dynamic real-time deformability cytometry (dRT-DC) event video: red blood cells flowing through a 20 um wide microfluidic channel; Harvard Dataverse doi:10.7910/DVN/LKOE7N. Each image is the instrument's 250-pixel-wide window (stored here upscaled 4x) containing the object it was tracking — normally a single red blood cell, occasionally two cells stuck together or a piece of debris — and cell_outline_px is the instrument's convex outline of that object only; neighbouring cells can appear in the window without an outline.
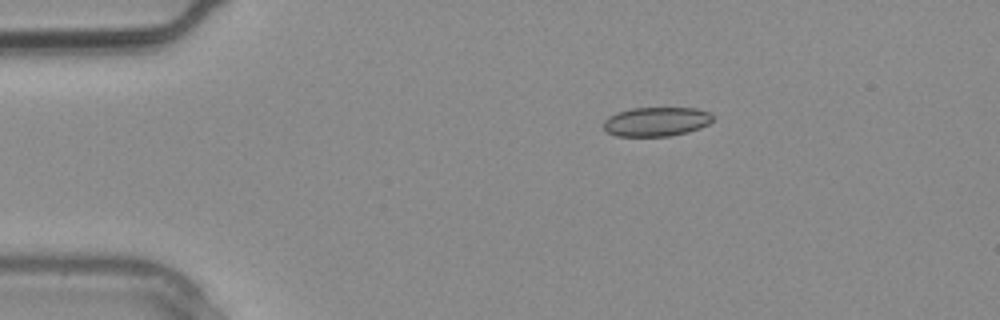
{"species": "common noctule bat (a hibernating species)", "species_latin": "Nyctalus noctula", "temperature_condition": "warm", "stored_images_in_passage": 3, "camera_frame_rate_fps": 3000, "um_per_image_px": 0.085, "animal": {"sex": "male", "body_mass_g": 20.4}, "frame": {"image": 1, "passage_image": 2, "time_ms": 0.333, "image_size_px": [1000, 320], "cell_outline_px": [[712, 120], [708, 124], [700, 128], [688, 132], [668, 136], [616, 136], [608, 132], [604, 128], [604, 120], [608, 116], [616, 112], [632, 108], [696, 108], [708, 112], [712, 116]], "centroid_in_image_um": [55.76, 10.34], "position_along_channel_um": 29.2, "area_um2": 18.55}}